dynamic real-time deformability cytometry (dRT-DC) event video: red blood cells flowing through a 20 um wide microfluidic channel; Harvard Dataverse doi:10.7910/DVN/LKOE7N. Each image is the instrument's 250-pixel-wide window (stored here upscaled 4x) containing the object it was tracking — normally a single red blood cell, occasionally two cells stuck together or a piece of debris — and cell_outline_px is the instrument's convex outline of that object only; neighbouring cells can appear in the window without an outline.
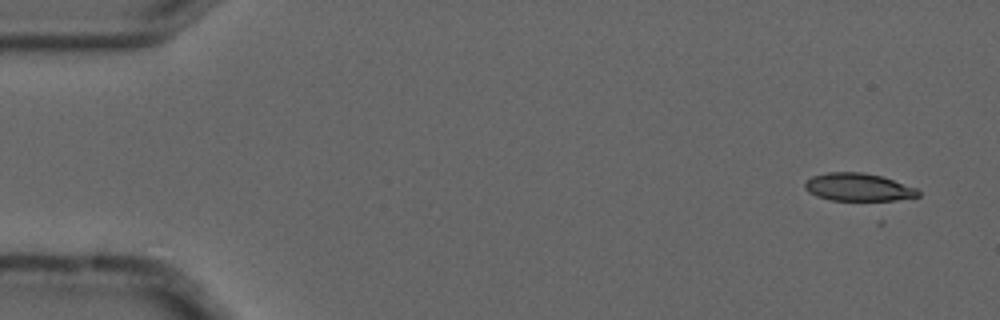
{"species": "common noctule bat (a hibernating species)", "species_latin": "Nyctalus noctula", "temperature_condition": "cold", "stored_images_in_passage": 3, "camera_frame_rate_fps": 3000, "um_per_image_px": 0.085, "animal": {"sex": "male", "forearm_length_mm": 52.5}, "frame": {"image": 1, "passage_image": 1, "time_ms": 0.0, "image_size_px": [1000, 320], "cell_outline_px": [[920, 196], [884, 204], [880, 204], [832, 200], [816, 196], [808, 192], [804, 188], [804, 184], [812, 176], [828, 172], [864, 172], [880, 176], [916, 188], [920, 192]], "centroid_in_image_um": [73.01, 15.98], "position_along_channel_um": 12.0, "area_um2": 19.36}}